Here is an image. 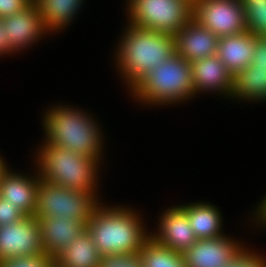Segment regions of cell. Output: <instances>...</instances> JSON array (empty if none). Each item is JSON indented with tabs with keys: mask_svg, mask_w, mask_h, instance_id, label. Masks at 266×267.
<instances>
[{
	"mask_svg": "<svg viewBox=\"0 0 266 267\" xmlns=\"http://www.w3.org/2000/svg\"><path fill=\"white\" fill-rule=\"evenodd\" d=\"M116 50V66L131 90L148 72L175 54L174 36L128 24Z\"/></svg>",
	"mask_w": 266,
	"mask_h": 267,
	"instance_id": "cell-1",
	"label": "cell"
},
{
	"mask_svg": "<svg viewBox=\"0 0 266 267\" xmlns=\"http://www.w3.org/2000/svg\"><path fill=\"white\" fill-rule=\"evenodd\" d=\"M106 206L100 203L87 223L100 255L139 252L150 238L140 215L130 208Z\"/></svg>",
	"mask_w": 266,
	"mask_h": 267,
	"instance_id": "cell-2",
	"label": "cell"
},
{
	"mask_svg": "<svg viewBox=\"0 0 266 267\" xmlns=\"http://www.w3.org/2000/svg\"><path fill=\"white\" fill-rule=\"evenodd\" d=\"M69 106L52 107L44 115L46 141L89 158L101 157L102 133L90 114Z\"/></svg>",
	"mask_w": 266,
	"mask_h": 267,
	"instance_id": "cell-3",
	"label": "cell"
},
{
	"mask_svg": "<svg viewBox=\"0 0 266 267\" xmlns=\"http://www.w3.org/2000/svg\"><path fill=\"white\" fill-rule=\"evenodd\" d=\"M143 104L168 105L195 95L190 62L176 53L148 72L131 90Z\"/></svg>",
	"mask_w": 266,
	"mask_h": 267,
	"instance_id": "cell-4",
	"label": "cell"
},
{
	"mask_svg": "<svg viewBox=\"0 0 266 267\" xmlns=\"http://www.w3.org/2000/svg\"><path fill=\"white\" fill-rule=\"evenodd\" d=\"M43 144L36 157L41 179L73 190H97L98 161L101 159L89 158L48 142Z\"/></svg>",
	"mask_w": 266,
	"mask_h": 267,
	"instance_id": "cell-5",
	"label": "cell"
},
{
	"mask_svg": "<svg viewBox=\"0 0 266 267\" xmlns=\"http://www.w3.org/2000/svg\"><path fill=\"white\" fill-rule=\"evenodd\" d=\"M96 190H73L41 179L37 190L34 217L64 216L87 226L99 200ZM96 196V197H95Z\"/></svg>",
	"mask_w": 266,
	"mask_h": 267,
	"instance_id": "cell-6",
	"label": "cell"
},
{
	"mask_svg": "<svg viewBox=\"0 0 266 267\" xmlns=\"http://www.w3.org/2000/svg\"><path fill=\"white\" fill-rule=\"evenodd\" d=\"M129 23L174 36L193 18V0H129Z\"/></svg>",
	"mask_w": 266,
	"mask_h": 267,
	"instance_id": "cell-7",
	"label": "cell"
},
{
	"mask_svg": "<svg viewBox=\"0 0 266 267\" xmlns=\"http://www.w3.org/2000/svg\"><path fill=\"white\" fill-rule=\"evenodd\" d=\"M193 19L218 37L247 31L241 0H193Z\"/></svg>",
	"mask_w": 266,
	"mask_h": 267,
	"instance_id": "cell-8",
	"label": "cell"
},
{
	"mask_svg": "<svg viewBox=\"0 0 266 267\" xmlns=\"http://www.w3.org/2000/svg\"><path fill=\"white\" fill-rule=\"evenodd\" d=\"M40 223L34 216L0 226V261L44 255Z\"/></svg>",
	"mask_w": 266,
	"mask_h": 267,
	"instance_id": "cell-9",
	"label": "cell"
},
{
	"mask_svg": "<svg viewBox=\"0 0 266 267\" xmlns=\"http://www.w3.org/2000/svg\"><path fill=\"white\" fill-rule=\"evenodd\" d=\"M227 236L198 239L183 253L187 267H225L239 254L244 246Z\"/></svg>",
	"mask_w": 266,
	"mask_h": 267,
	"instance_id": "cell-10",
	"label": "cell"
},
{
	"mask_svg": "<svg viewBox=\"0 0 266 267\" xmlns=\"http://www.w3.org/2000/svg\"><path fill=\"white\" fill-rule=\"evenodd\" d=\"M2 21L11 53L32 45L39 37L48 33L33 1L22 11L2 18Z\"/></svg>",
	"mask_w": 266,
	"mask_h": 267,
	"instance_id": "cell-11",
	"label": "cell"
},
{
	"mask_svg": "<svg viewBox=\"0 0 266 267\" xmlns=\"http://www.w3.org/2000/svg\"><path fill=\"white\" fill-rule=\"evenodd\" d=\"M160 217L158 233L150 235L157 244L183 254L198 240L186 213L178 205L170 207Z\"/></svg>",
	"mask_w": 266,
	"mask_h": 267,
	"instance_id": "cell-12",
	"label": "cell"
},
{
	"mask_svg": "<svg viewBox=\"0 0 266 267\" xmlns=\"http://www.w3.org/2000/svg\"><path fill=\"white\" fill-rule=\"evenodd\" d=\"M218 38L192 18L174 35L175 53L190 63L216 55Z\"/></svg>",
	"mask_w": 266,
	"mask_h": 267,
	"instance_id": "cell-13",
	"label": "cell"
},
{
	"mask_svg": "<svg viewBox=\"0 0 266 267\" xmlns=\"http://www.w3.org/2000/svg\"><path fill=\"white\" fill-rule=\"evenodd\" d=\"M190 65L195 94L206 90L212 93L220 91L221 95L231 98L233 75L217 55L193 61Z\"/></svg>",
	"mask_w": 266,
	"mask_h": 267,
	"instance_id": "cell-14",
	"label": "cell"
},
{
	"mask_svg": "<svg viewBox=\"0 0 266 267\" xmlns=\"http://www.w3.org/2000/svg\"><path fill=\"white\" fill-rule=\"evenodd\" d=\"M34 177L11 172L8 168L0 178V197L16 205L26 216H34L35 213L41 177L38 173Z\"/></svg>",
	"mask_w": 266,
	"mask_h": 267,
	"instance_id": "cell-15",
	"label": "cell"
},
{
	"mask_svg": "<svg viewBox=\"0 0 266 267\" xmlns=\"http://www.w3.org/2000/svg\"><path fill=\"white\" fill-rule=\"evenodd\" d=\"M38 220L44 253L52 258L87 229L84 223L64 216L42 217Z\"/></svg>",
	"mask_w": 266,
	"mask_h": 267,
	"instance_id": "cell-16",
	"label": "cell"
},
{
	"mask_svg": "<svg viewBox=\"0 0 266 267\" xmlns=\"http://www.w3.org/2000/svg\"><path fill=\"white\" fill-rule=\"evenodd\" d=\"M255 36L250 32L218 38L216 55L234 76L252 62Z\"/></svg>",
	"mask_w": 266,
	"mask_h": 267,
	"instance_id": "cell-17",
	"label": "cell"
},
{
	"mask_svg": "<svg viewBox=\"0 0 266 267\" xmlns=\"http://www.w3.org/2000/svg\"><path fill=\"white\" fill-rule=\"evenodd\" d=\"M186 213L197 239H213L224 236L221 232L222 215L215 206L202 202L179 205Z\"/></svg>",
	"mask_w": 266,
	"mask_h": 267,
	"instance_id": "cell-18",
	"label": "cell"
},
{
	"mask_svg": "<svg viewBox=\"0 0 266 267\" xmlns=\"http://www.w3.org/2000/svg\"><path fill=\"white\" fill-rule=\"evenodd\" d=\"M100 253L86 229L54 257L58 267H98Z\"/></svg>",
	"mask_w": 266,
	"mask_h": 267,
	"instance_id": "cell-19",
	"label": "cell"
},
{
	"mask_svg": "<svg viewBox=\"0 0 266 267\" xmlns=\"http://www.w3.org/2000/svg\"><path fill=\"white\" fill-rule=\"evenodd\" d=\"M84 0H33L46 30L60 31L73 20Z\"/></svg>",
	"mask_w": 266,
	"mask_h": 267,
	"instance_id": "cell-20",
	"label": "cell"
},
{
	"mask_svg": "<svg viewBox=\"0 0 266 267\" xmlns=\"http://www.w3.org/2000/svg\"><path fill=\"white\" fill-rule=\"evenodd\" d=\"M266 100V73L255 72L249 65L233 76L232 99Z\"/></svg>",
	"mask_w": 266,
	"mask_h": 267,
	"instance_id": "cell-21",
	"label": "cell"
},
{
	"mask_svg": "<svg viewBox=\"0 0 266 267\" xmlns=\"http://www.w3.org/2000/svg\"><path fill=\"white\" fill-rule=\"evenodd\" d=\"M139 252L144 267H187L182 253L157 244L151 237Z\"/></svg>",
	"mask_w": 266,
	"mask_h": 267,
	"instance_id": "cell-22",
	"label": "cell"
},
{
	"mask_svg": "<svg viewBox=\"0 0 266 267\" xmlns=\"http://www.w3.org/2000/svg\"><path fill=\"white\" fill-rule=\"evenodd\" d=\"M247 31L255 37H266V0H241Z\"/></svg>",
	"mask_w": 266,
	"mask_h": 267,
	"instance_id": "cell-23",
	"label": "cell"
},
{
	"mask_svg": "<svg viewBox=\"0 0 266 267\" xmlns=\"http://www.w3.org/2000/svg\"><path fill=\"white\" fill-rule=\"evenodd\" d=\"M98 267H144L140 252L100 256Z\"/></svg>",
	"mask_w": 266,
	"mask_h": 267,
	"instance_id": "cell-24",
	"label": "cell"
},
{
	"mask_svg": "<svg viewBox=\"0 0 266 267\" xmlns=\"http://www.w3.org/2000/svg\"><path fill=\"white\" fill-rule=\"evenodd\" d=\"M54 263V258L50 255H40L33 257H16L0 261V267H50Z\"/></svg>",
	"mask_w": 266,
	"mask_h": 267,
	"instance_id": "cell-25",
	"label": "cell"
},
{
	"mask_svg": "<svg viewBox=\"0 0 266 267\" xmlns=\"http://www.w3.org/2000/svg\"><path fill=\"white\" fill-rule=\"evenodd\" d=\"M225 267H266V259L244 247L233 261Z\"/></svg>",
	"mask_w": 266,
	"mask_h": 267,
	"instance_id": "cell-26",
	"label": "cell"
},
{
	"mask_svg": "<svg viewBox=\"0 0 266 267\" xmlns=\"http://www.w3.org/2000/svg\"><path fill=\"white\" fill-rule=\"evenodd\" d=\"M25 217L26 215L16 205L0 197V226L16 223Z\"/></svg>",
	"mask_w": 266,
	"mask_h": 267,
	"instance_id": "cell-27",
	"label": "cell"
},
{
	"mask_svg": "<svg viewBox=\"0 0 266 267\" xmlns=\"http://www.w3.org/2000/svg\"><path fill=\"white\" fill-rule=\"evenodd\" d=\"M250 65L255 72L266 73V37H255V51Z\"/></svg>",
	"mask_w": 266,
	"mask_h": 267,
	"instance_id": "cell-28",
	"label": "cell"
},
{
	"mask_svg": "<svg viewBox=\"0 0 266 267\" xmlns=\"http://www.w3.org/2000/svg\"><path fill=\"white\" fill-rule=\"evenodd\" d=\"M33 0H0V18L22 11Z\"/></svg>",
	"mask_w": 266,
	"mask_h": 267,
	"instance_id": "cell-29",
	"label": "cell"
},
{
	"mask_svg": "<svg viewBox=\"0 0 266 267\" xmlns=\"http://www.w3.org/2000/svg\"><path fill=\"white\" fill-rule=\"evenodd\" d=\"M7 34L4 31L3 28V21L0 18V56L4 54H10L11 53V47L9 46L8 40H7Z\"/></svg>",
	"mask_w": 266,
	"mask_h": 267,
	"instance_id": "cell-30",
	"label": "cell"
},
{
	"mask_svg": "<svg viewBox=\"0 0 266 267\" xmlns=\"http://www.w3.org/2000/svg\"><path fill=\"white\" fill-rule=\"evenodd\" d=\"M7 166L4 162V160H2L1 156H0V178L2 176V174L7 170Z\"/></svg>",
	"mask_w": 266,
	"mask_h": 267,
	"instance_id": "cell-31",
	"label": "cell"
},
{
	"mask_svg": "<svg viewBox=\"0 0 266 267\" xmlns=\"http://www.w3.org/2000/svg\"><path fill=\"white\" fill-rule=\"evenodd\" d=\"M50 267H58L55 263H53Z\"/></svg>",
	"mask_w": 266,
	"mask_h": 267,
	"instance_id": "cell-32",
	"label": "cell"
}]
</instances>
